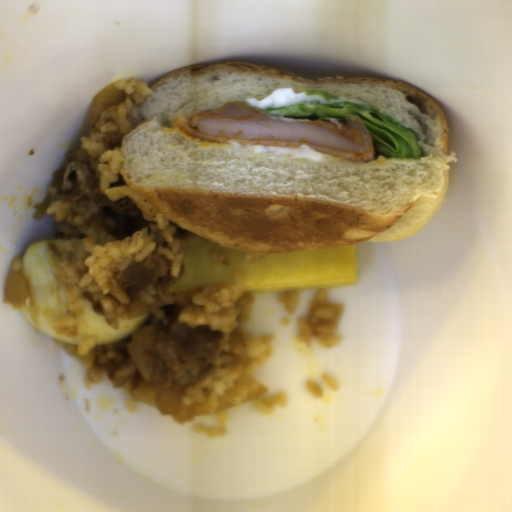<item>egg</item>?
<instances>
[{
    "mask_svg": "<svg viewBox=\"0 0 512 512\" xmlns=\"http://www.w3.org/2000/svg\"><path fill=\"white\" fill-rule=\"evenodd\" d=\"M84 240L46 239L28 246L19 270L27 281L28 297L20 305V310L31 326L54 340L78 346L86 337H94L97 348L114 346L142 328L150 310L137 317L116 319V327H112L107 324L100 302L94 299L86 284L77 294L83 301V307L76 316V335H62L55 327L69 310L66 302L68 284L57 277L53 269L57 264H72L77 259L74 252H59L60 245L69 241V246L84 249Z\"/></svg>",
    "mask_w": 512,
    "mask_h": 512,
    "instance_id": "1",
    "label": "egg"
}]
</instances>
